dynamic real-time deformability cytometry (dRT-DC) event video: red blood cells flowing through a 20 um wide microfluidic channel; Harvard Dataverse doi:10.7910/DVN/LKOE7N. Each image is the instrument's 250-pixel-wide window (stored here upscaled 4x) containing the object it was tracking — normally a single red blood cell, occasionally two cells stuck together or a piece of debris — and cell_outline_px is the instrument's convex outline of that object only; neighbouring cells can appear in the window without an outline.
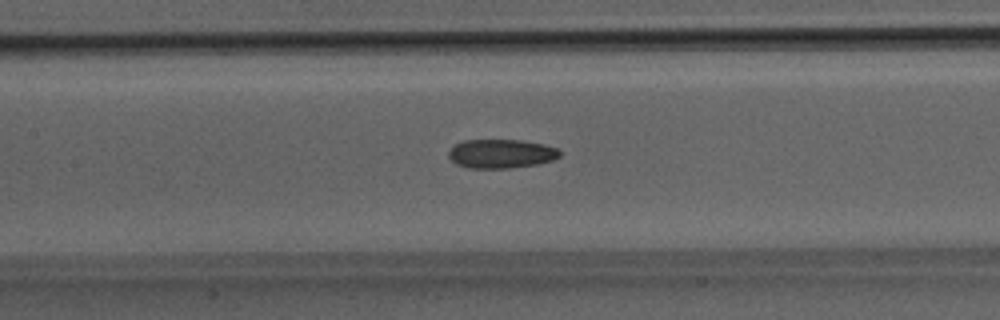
{"species": "Egyptian fruit bat (a non-hibernating species)", "species_latin": "Rousettus aegyptiacus", "temperature_condition": "room temperature", "stored_images_in_passage": 26, "camera_frame_rate_fps": 3000, "um_per_image_px": 0.085, "animal": {"sex": "male"}, "frame": {"image": 1, "passage_image": 6, "time_ms": 1.667, "image_size_px": [1000, 320], "cell_outline_px": [[560, 156], [552, 160], [536, 164], [508, 168], [468, 168], [456, 164], [448, 156], [448, 152], [456, 144], [464, 140], [520, 140], [544, 144], [556, 148], [560, 152]], "centroid_in_image_um": [42.58, 13.06], "position_along_channel_um": 164.8, "area_um2": 18.61}}
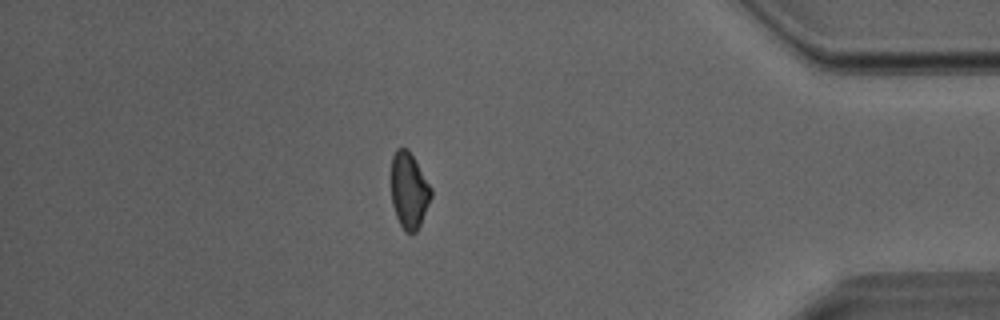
{"frame": {"image": 2, "passage_image": 21, "time_ms": 6.667, "image_size_px": [1000, 320], "cell_outline_px": [[432, 196], [420, 224], [416, 232], [404, 232], [396, 216], [392, 204], [392, 156], [396, 148], [408, 148], [432, 188]], "centroid_in_image_um": [34.77, 16.18], "position_along_channel_um": 400.4, "area_um2": 17.57}}
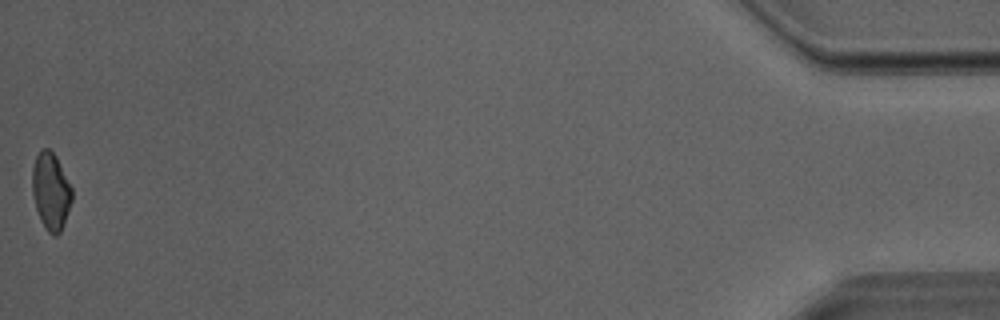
{"frame": {"image": 3, "passage_image": 26, "time_ms": 8.333, "image_size_px": [1000, 320], "cell_outline_px": [[72, 200], [64, 224], [60, 232], [56, 236], [52, 236], [48, 232], [40, 220], [36, 208], [32, 192], [32, 168], [36, 156], [40, 148], [48, 148], [56, 156], [72, 188]], "centroid_in_image_um": [4.31, 16.25], "position_along_channel_um": 430.9, "area_um2": 17.92}}